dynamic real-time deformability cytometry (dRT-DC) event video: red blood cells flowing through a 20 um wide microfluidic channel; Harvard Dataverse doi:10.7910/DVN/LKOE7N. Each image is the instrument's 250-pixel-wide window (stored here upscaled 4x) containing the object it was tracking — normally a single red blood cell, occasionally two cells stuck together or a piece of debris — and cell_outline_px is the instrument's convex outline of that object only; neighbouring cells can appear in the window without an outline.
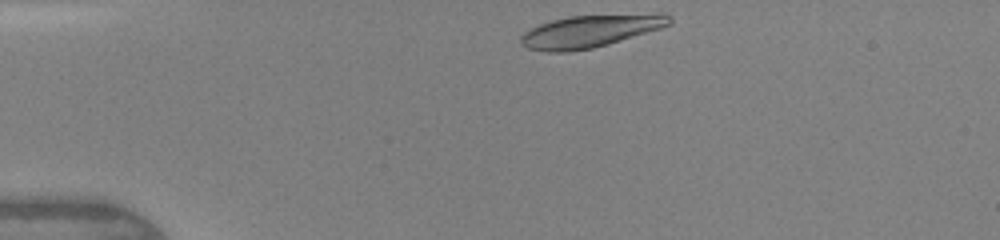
{"species": "human", "species_latin": "Homo sapiens", "temperature_condition": "warm", "stored_images_in_passage": 10, "camera_frame_rate_fps": 3000, "um_per_image_px": 0.085, "donor": {"sex": "female"}, "frame": {"image": 1, "passage_image": 1, "time_ms": 0.0, "image_size_px": [1000, 240], "cell_outline_px": [[672, 24], [660, 28], [608, 44], [592, 48], [568, 52], [548, 52], [528, 48], [520, 44], [520, 36], [524, 32], [540, 24], [552, 20], [568, 16], [664, 12], [672, 16]], "centroid_in_image_um": [50.22, 2.62], "position_along_channel_um": 34.8, "area_um2": 28.44}}
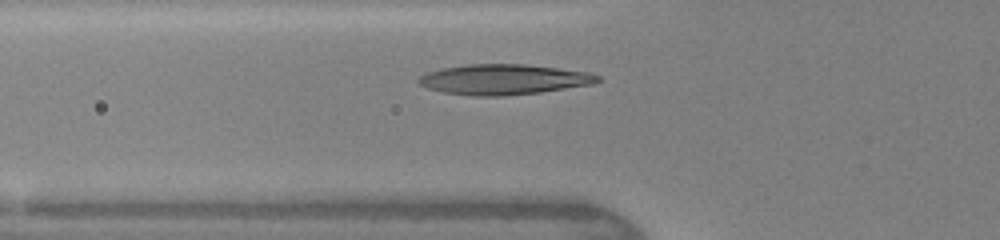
{"frame": {"image": 2, "passage_image": 5, "time_ms": 2.333, "image_size_px": [1000, 240], "cell_outline_px": [[600, 80], [592, 84], [540, 92], [500, 96], [472, 96], [444, 92], [428, 88], [420, 84], [416, 80], [420, 76], [428, 72], [444, 68], [468, 64], [524, 64], [588, 72], [600, 76]], "centroid_in_image_um": [42.8, 6.75], "position_along_channel_um": 83.0, "area_um2": 31.33}}
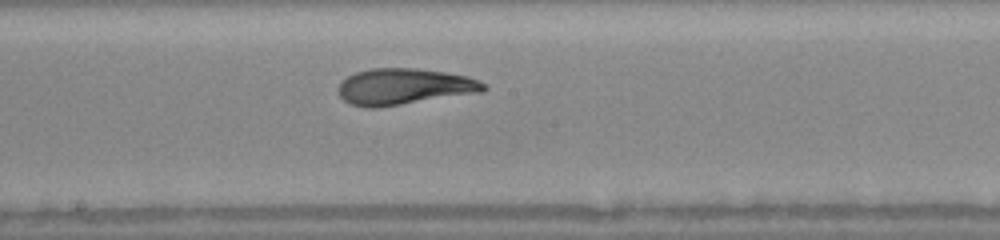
{"frame": {"image": 3, "passage_image": 10, "time_ms": 5.333, "image_size_px": [1000, 240], "cell_outline_px": [[488, 88], [484, 92], [376, 108], [364, 108], [352, 104], [344, 100], [340, 96], [336, 88], [348, 76], [356, 72], [372, 68], [416, 68], [444, 72], [468, 76], [484, 84]], "centroid_in_image_um": [34.35, 7.37], "position_along_channel_um": 213.9, "area_um2": 30.75}}